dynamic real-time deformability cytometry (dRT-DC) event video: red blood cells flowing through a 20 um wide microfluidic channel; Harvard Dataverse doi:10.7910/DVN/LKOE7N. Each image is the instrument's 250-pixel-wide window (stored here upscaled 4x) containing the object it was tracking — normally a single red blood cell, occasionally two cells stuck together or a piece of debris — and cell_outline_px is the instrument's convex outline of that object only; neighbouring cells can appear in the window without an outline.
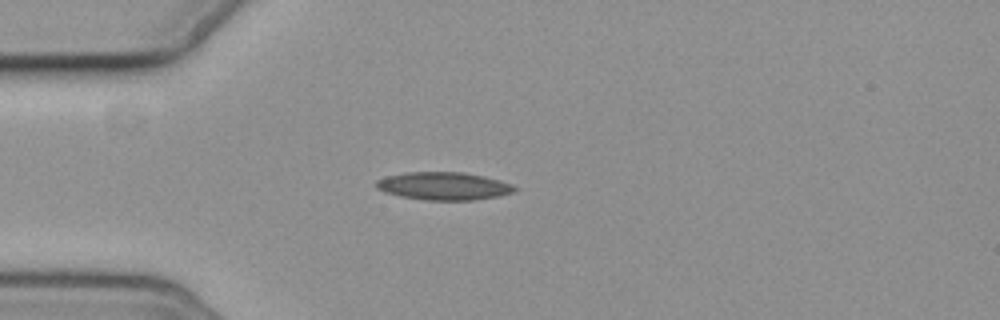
{"species": "common noctule bat (a hibernating species)", "species_latin": "Nyctalus noctula", "temperature_condition": "cold", "stored_images_in_passage": 1, "camera_frame_rate_fps": 3000, "um_per_image_px": 0.085, "animal": {"sex": "female", "body_mass_g": 19.3, "forearm_length_mm": 54.1}, "frame": {"image": 1, "passage_image": 1, "time_ms": 0.0, "image_size_px": [1000, 320], "cell_outline_px": [[516, 188], [512, 192], [496, 196], [472, 200], [424, 200], [400, 196], [384, 192], [376, 188], [376, 180], [384, 176], [408, 172], [464, 172], [484, 176], [500, 180], [512, 184]], "centroid_in_image_um": [37.66, 15.8], "position_along_channel_um": 47.3, "area_um2": 22.43}}